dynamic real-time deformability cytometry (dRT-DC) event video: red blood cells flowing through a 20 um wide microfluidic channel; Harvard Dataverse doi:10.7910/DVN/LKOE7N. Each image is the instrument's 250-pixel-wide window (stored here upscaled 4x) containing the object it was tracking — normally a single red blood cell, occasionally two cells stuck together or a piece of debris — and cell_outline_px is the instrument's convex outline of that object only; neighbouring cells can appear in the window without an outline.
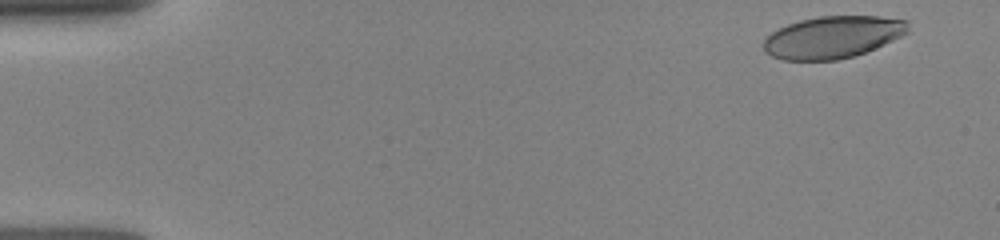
{"species": "human", "species_latin": "Homo sapiens", "temperature_condition": "room temperature", "stored_images_in_passage": 6, "camera_frame_rate_fps": 3000, "um_per_image_px": 0.085, "donor": {"sex": "female"}, "frame": {"image": 1, "passage_image": 1, "time_ms": 0.0, "image_size_px": [1000, 240], "cell_outline_px": [[908, 32], [876, 48], [852, 56], [836, 60], [784, 60], [772, 56], [764, 52], [764, 40], [772, 32], [788, 24], [800, 20], [820, 16], [880, 16], [908, 20]], "centroid_in_image_um": [70.78, 3.15], "position_along_channel_um": 14.2, "area_um2": 35.26}}
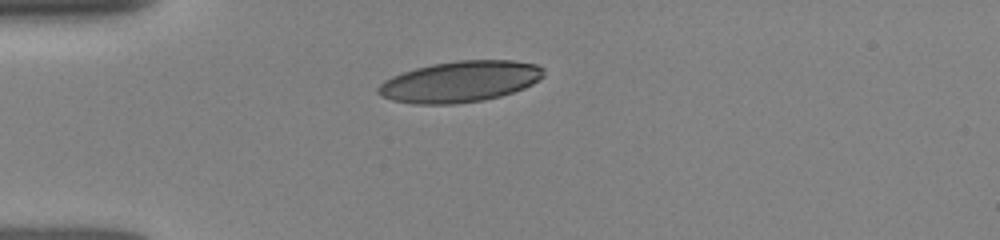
{"frame": {"image": 2, "passage_image": 5, "time_ms": 3.333, "image_size_px": [1000, 240], "cell_outline_px": [[544, 76], [540, 80], [524, 88], [500, 96], [484, 100], [456, 104], [412, 104], [392, 100], [380, 96], [376, 92], [376, 88], [384, 80], [392, 76], [416, 68], [432, 64], [456, 60], [512, 60], [536, 64], [544, 68]], "centroid_in_image_um": [39.1, 6.94], "position_along_channel_um": 45.9, "area_um2": 39.82}}